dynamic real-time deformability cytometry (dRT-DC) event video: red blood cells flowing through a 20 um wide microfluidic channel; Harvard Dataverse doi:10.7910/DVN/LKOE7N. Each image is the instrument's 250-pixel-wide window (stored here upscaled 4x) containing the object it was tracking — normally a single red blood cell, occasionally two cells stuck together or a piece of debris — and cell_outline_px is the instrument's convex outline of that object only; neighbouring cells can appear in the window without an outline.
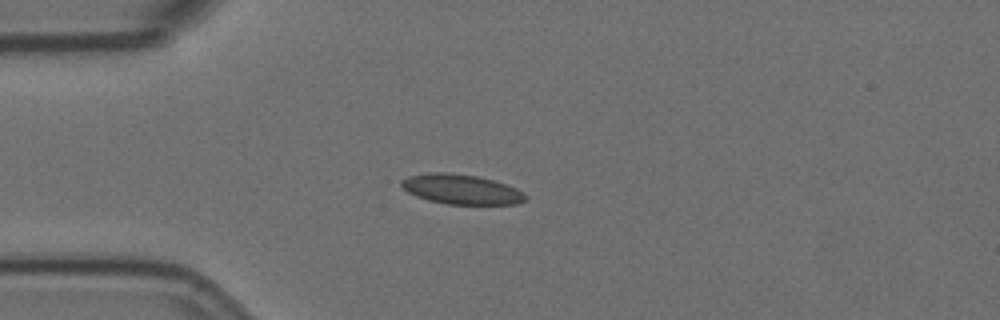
{"species": "Egyptian fruit bat (a non-hibernating species)", "species_latin": "Rousettus aegyptiacus", "temperature_condition": "room temperature", "stored_images_in_passage": 43, "camera_frame_rate_fps": 3000, "um_per_image_px": 0.085, "animal": {"sex": "female"}, "frame": {"image": 1, "passage_image": 1, "time_ms": 0.0, "image_size_px": [1000, 320], "cell_outline_px": [[528, 200], [516, 204], [448, 204], [428, 200], [416, 196], [400, 188], [400, 180], [408, 176], [428, 172], [448, 172], [476, 176], [492, 180], [516, 188], [524, 192], [528, 196]], "centroid_in_image_um": [39.19, 16.09], "position_along_channel_um": 45.8, "area_um2": 21.73}}
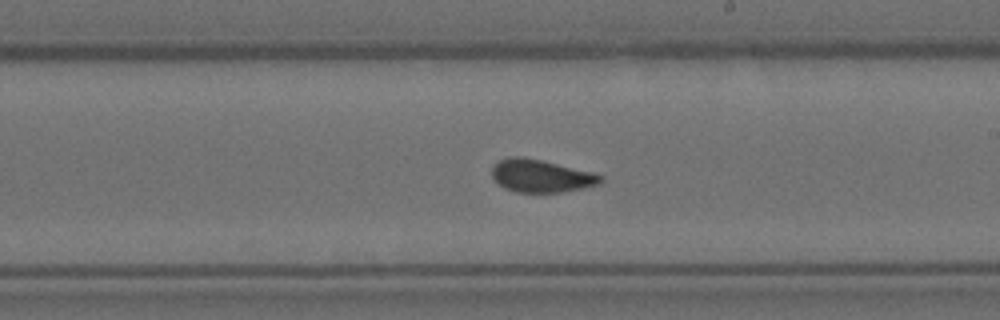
{"frame": {"image": 2, "passage_image": 19, "time_ms": 6.0, "image_size_px": [1000, 320], "cell_outline_px": [[604, 180], [600, 184], [584, 188], [564, 192], [516, 192], [504, 188], [492, 176], [492, 168], [500, 160], [512, 156], [520, 156], [540, 160], [592, 172], [604, 176]], "centroid_in_image_um": [46.03, 14.96], "position_along_channel_um": 243.0, "area_um2": 20.58}}
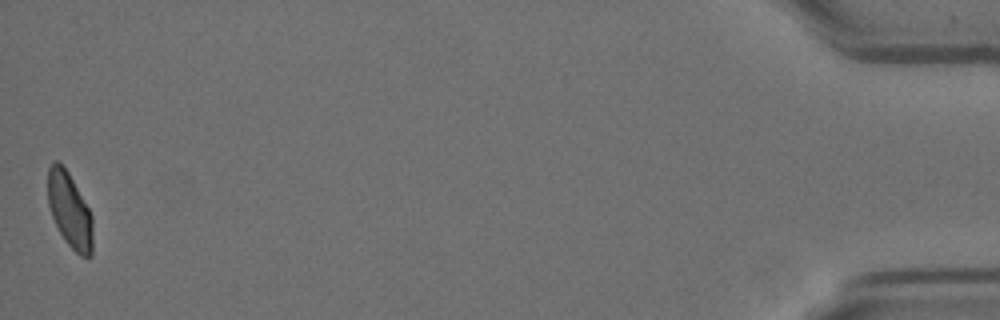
{"frame": {"image": 3, "passage_image": 43, "time_ms": 14.0, "image_size_px": [1000, 320], "cell_outline_px": [[92, 256], [80, 256], [64, 240], [52, 216], [48, 204], [48, 168], [52, 160], [56, 160], [68, 172], [88, 208], [92, 216]], "centroid_in_image_um": [5.91, 17.87], "position_along_channel_um": 429.3, "area_um2": 19.36}, "authors_computed_cell_mechanics": {"area_um2": 20.6924, "velocity_mm_per_s": 3.5478, "shape_relaxation_time_tau1_ms": 6.8066, "shape_relaxation_time_tau2_ms": 0.6571, "deformation_change_tau1": 0.1465, "deformation_change_tau2": 0.0574}}